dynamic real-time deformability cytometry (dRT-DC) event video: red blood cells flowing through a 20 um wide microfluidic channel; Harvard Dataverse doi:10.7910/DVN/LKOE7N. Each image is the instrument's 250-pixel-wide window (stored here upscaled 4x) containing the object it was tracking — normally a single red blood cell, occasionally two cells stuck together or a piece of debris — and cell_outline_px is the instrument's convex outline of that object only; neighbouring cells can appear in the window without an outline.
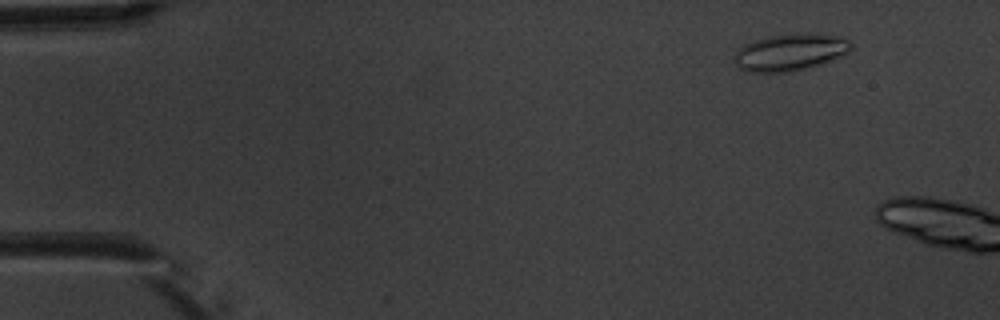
{"species": "common noctule bat (a hibernating species)", "species_latin": "Nyctalus noctula", "temperature_condition": "warm", "stored_images_in_passage": 3, "camera_frame_rate_fps": 3000, "um_per_image_px": 0.085, "animal": {"sex": "male", "body_mass_g": 20.1, "forearm_length_mm": 53.5}, "frame": {"image": 1, "passage_image": 2, "time_ms": 1.333, "image_size_px": [1000, 320], "cell_outline_px": [[852, 48], [848, 52], [828, 60], [804, 68], [788, 72], [744, 72], [736, 68], [732, 60], [732, 56], [744, 44], [752, 40], [768, 36], [804, 32], [840, 36], [852, 40]], "centroid_in_image_um": [67.08, 4.42], "position_along_channel_um": 17.9, "area_um2": 25.37}}